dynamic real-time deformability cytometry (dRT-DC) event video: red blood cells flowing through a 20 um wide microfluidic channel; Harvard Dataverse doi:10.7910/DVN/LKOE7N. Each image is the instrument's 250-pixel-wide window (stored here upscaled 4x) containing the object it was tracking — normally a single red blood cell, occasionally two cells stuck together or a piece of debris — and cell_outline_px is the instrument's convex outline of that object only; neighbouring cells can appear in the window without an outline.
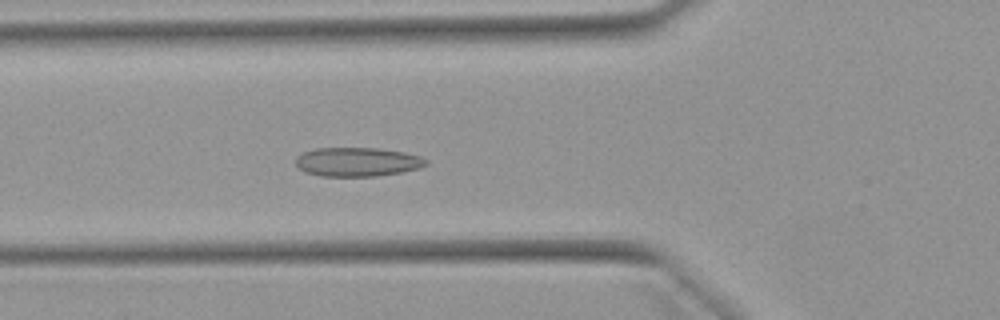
{"species": "Egyptian fruit bat (a non-hibernating species)", "species_latin": "Rousettus aegyptiacus", "temperature_condition": "warm", "stored_images_in_passage": 50, "camera_frame_rate_fps": 3000, "um_per_image_px": 0.085, "animal": {"sex": "female"}, "frame": {"image": 1, "passage_image": 17, "time_ms": 5.333, "image_size_px": [1000, 320], "cell_outline_px": [[428, 164], [420, 168], [400, 172], [376, 176], [320, 176], [304, 172], [296, 168], [296, 156], [304, 152], [316, 148], [380, 148], [404, 152], [420, 156], [428, 160]], "centroid_in_image_um": [30.36, 13.76], "position_along_channel_um": 95.4, "area_um2": 22.2}}
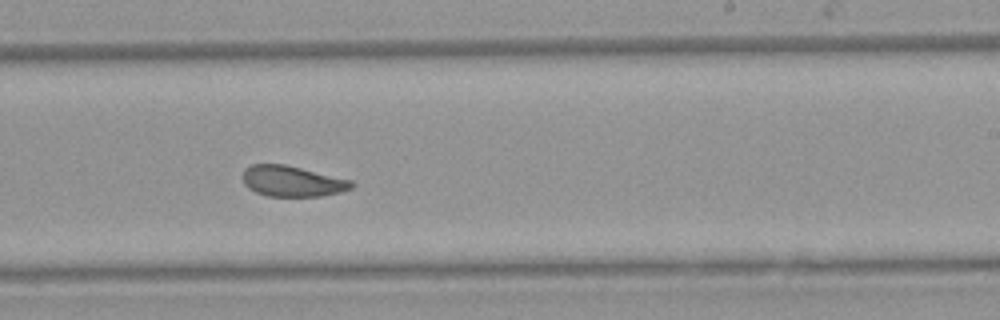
{"frame": {"image": 2, "passage_image": 30, "time_ms": 9.667, "image_size_px": [1000, 320], "cell_outline_px": [[356, 184], [352, 188], [340, 192], [320, 196], [268, 196], [256, 192], [248, 188], [244, 184], [244, 168], [252, 164], [284, 164], [352, 180]], "centroid_in_image_um": [24.85, 15.4], "position_along_channel_um": 264.1, "area_um2": 19.42}}
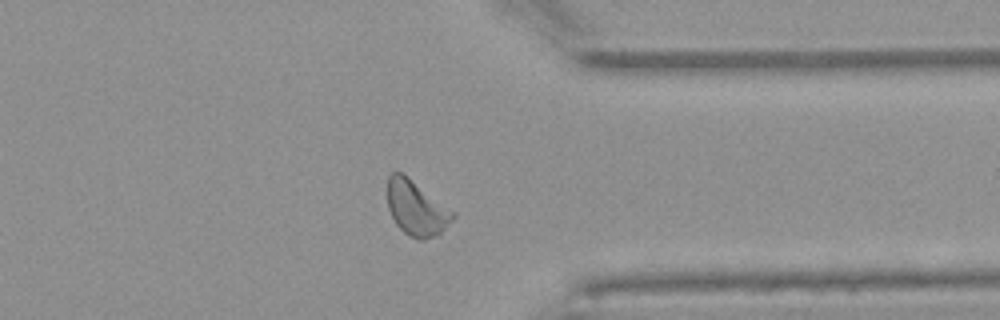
{"frame": {"image": 3, "passage_image": 39, "time_ms": 12.667, "image_size_px": [1000, 320], "cell_outline_px": [[456, 216], [440, 232], [424, 240], [420, 240], [408, 236], [396, 224], [388, 208], [388, 176], [392, 172], [400, 172], [456, 212]], "centroid_in_image_um": [35.39, 17.71], "position_along_channel_um": 376.0, "area_um2": 20.52}, "authors_computed_cell_mechanics": {"area_um2": 21.0681, "velocity_mm_per_s": 3.9118, "shape_relaxation_time_tau1_ms": 6.6576, "shape_relaxation_time_tau2_ms": 2.1006, "deformation_change_tau1": 0.1515, "deformation_change_tau2": 0.0622}}